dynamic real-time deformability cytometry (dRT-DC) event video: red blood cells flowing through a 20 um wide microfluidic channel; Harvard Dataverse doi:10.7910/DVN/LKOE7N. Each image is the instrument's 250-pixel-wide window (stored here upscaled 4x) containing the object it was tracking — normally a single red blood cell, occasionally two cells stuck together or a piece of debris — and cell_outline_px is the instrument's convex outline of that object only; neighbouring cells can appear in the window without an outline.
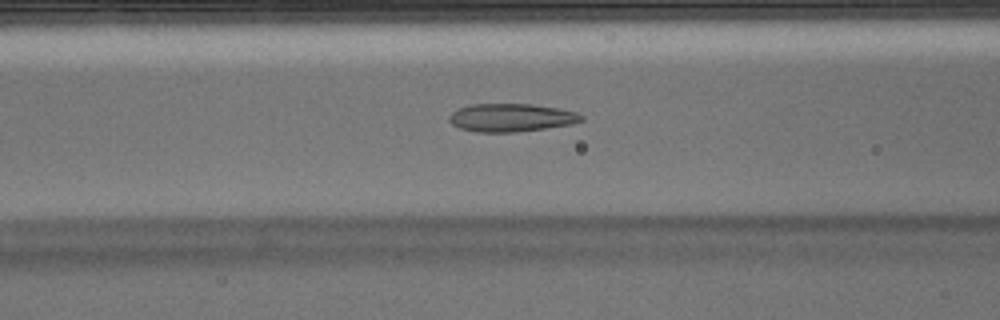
{"species": "Egyptian fruit bat (a non-hibernating species)", "species_latin": "Rousettus aegyptiacus", "temperature_condition": "warm", "stored_images_in_passage": 44, "camera_frame_rate_fps": 3000, "um_per_image_px": 0.085, "animal": {"sex": "male"}, "frame": {"image": 1, "passage_image": 13, "time_ms": 4.0, "image_size_px": [1000, 320], "cell_outline_px": [[584, 120], [572, 124], [516, 132], [476, 132], [460, 128], [452, 124], [448, 120], [448, 116], [452, 112], [468, 104], [532, 104], [556, 108], [576, 112], [584, 116]], "centroid_in_image_um": [43.43, 10.0], "position_along_channel_um": 123.2, "area_um2": 21.62}}
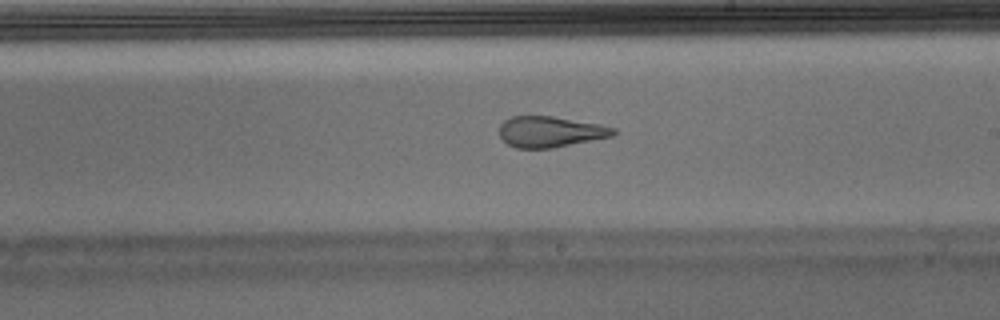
{"frame": {"image": 2, "passage_image": 22, "time_ms": 7.0, "image_size_px": [1000, 320], "cell_outline_px": [[616, 136], [552, 148], [516, 148], [508, 144], [500, 136], [500, 124], [504, 120], [512, 116], [552, 116], [600, 124], [616, 128]], "centroid_in_image_um": [46.81, 11.2], "position_along_channel_um": 242.2, "area_um2": 20.63}}
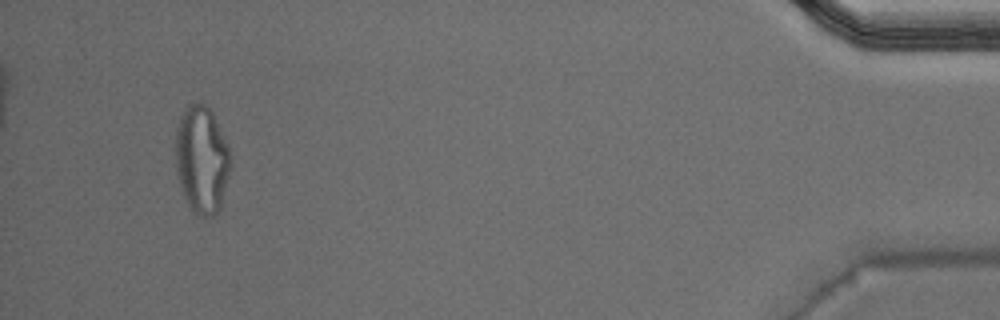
{"frame": {"image": 3, "passage_image": 41, "time_ms": 13.333, "image_size_px": [1000, 320], "cell_outline_px": [[232, 168], [220, 208], [208, 220], [196, 216], [192, 212], [180, 188], [176, 168], [176, 128], [180, 116], [188, 104], [204, 104], [212, 112], [228, 144], [232, 164]], "centroid_in_image_um": [17.17, 13.63], "position_along_channel_um": 418.0, "area_um2": 35.03}, "authors_computed_cell_mechanics": {"area_um2": 22.2819, "velocity_mm_per_s": 3.9699, "shape_relaxation_time_tau1_ms": null, "shape_relaxation_time_tau2_ms": 0.8569, "deformation_change_tau1": null, "deformation_change_tau2": 0.0912}}